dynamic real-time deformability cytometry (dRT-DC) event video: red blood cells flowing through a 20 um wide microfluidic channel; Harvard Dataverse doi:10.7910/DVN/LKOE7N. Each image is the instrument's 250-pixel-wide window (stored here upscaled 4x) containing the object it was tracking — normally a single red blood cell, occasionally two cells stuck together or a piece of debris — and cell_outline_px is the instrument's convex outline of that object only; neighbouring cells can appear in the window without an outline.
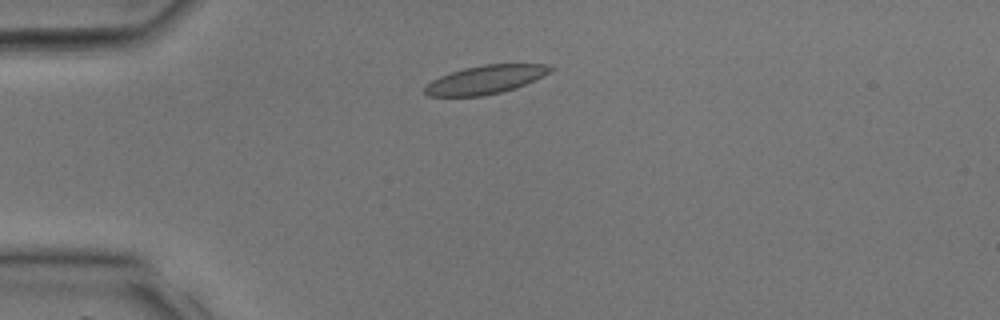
{"species": "common noctule bat (a hibernating species)", "species_latin": "Nyctalus noctula", "temperature_condition": "room temperature", "stored_images_in_passage": 23, "camera_frame_rate_fps": 3000, "um_per_image_px": 0.085, "animal": {"sex": "male", "body_mass_g": 17.9, "forearm_length_mm": 54.2}, "frame": {"image": 1, "passage_image": 2, "time_ms": 0.333, "image_size_px": [1000, 320], "cell_outline_px": [[556, 68], [516, 88], [484, 96], [428, 96], [424, 92], [424, 88], [432, 80], [440, 76], [464, 68], [484, 64], [548, 64]], "centroid_in_image_um": [41.24, 6.76], "position_along_channel_um": 43.8, "area_um2": 20.58}}
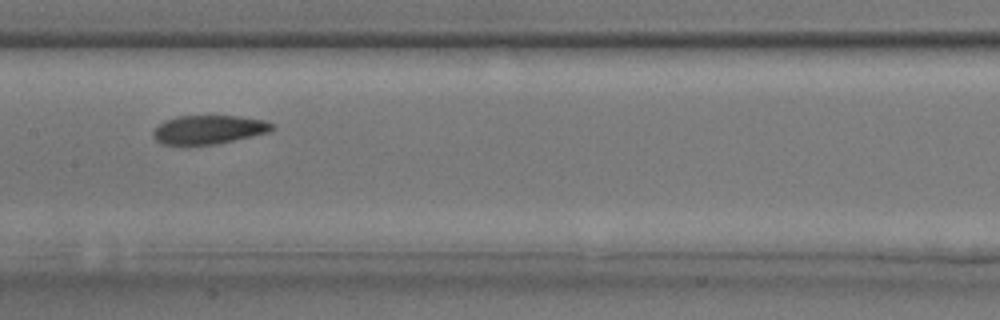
{"frame": {"image": 2, "passage_image": 11, "time_ms": 3.333, "image_size_px": [1000, 320], "cell_outline_px": [[276, 128], [268, 132], [252, 136], [216, 144], [160, 144], [152, 136], [152, 132], [164, 120], [176, 116], [236, 116], [264, 120], [276, 124]], "centroid_in_image_um": [17.75, 11.01], "position_along_channel_um": 189.6, "area_um2": 19.88}}
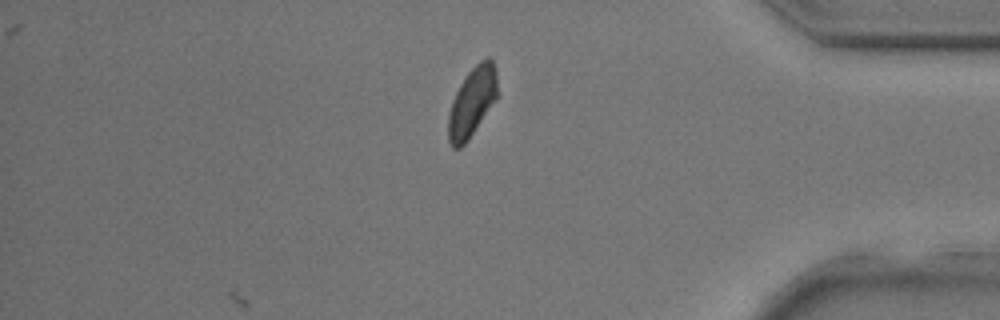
{"frame": {"image": 3, "passage_image": 23, "time_ms": 7.333, "image_size_px": [1000, 320], "cell_outline_px": [[496, 100], [468, 140], [460, 148], [452, 148], [448, 140], [448, 116], [452, 100], [460, 84], [468, 72], [480, 60], [488, 56], [492, 60], [496, 68]], "centroid_in_image_um": [40.11, 8.67], "position_along_channel_um": 395.1, "area_um2": 19.77}}